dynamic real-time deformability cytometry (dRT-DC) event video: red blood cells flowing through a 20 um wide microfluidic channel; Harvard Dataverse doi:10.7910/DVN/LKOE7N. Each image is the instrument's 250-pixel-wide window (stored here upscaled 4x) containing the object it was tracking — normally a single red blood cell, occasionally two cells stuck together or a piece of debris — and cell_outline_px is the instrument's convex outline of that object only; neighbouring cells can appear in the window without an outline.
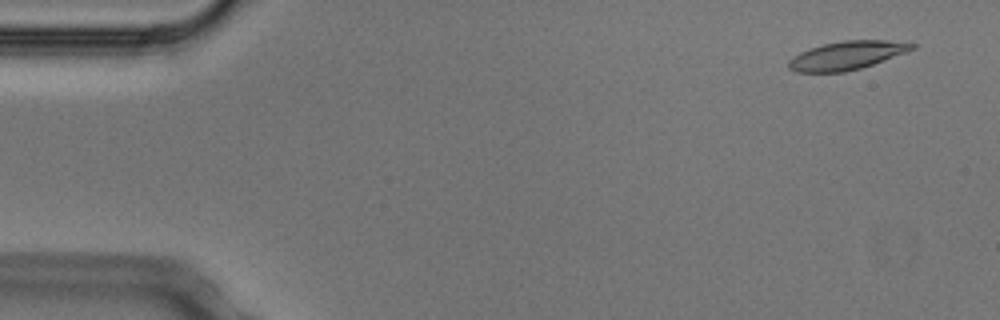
{"species": "Egyptian fruit bat (a non-hibernating species)", "species_latin": "Rousettus aegyptiacus", "temperature_condition": "cold", "stored_images_in_passage": 5, "camera_frame_rate_fps": 3000, "um_per_image_px": 0.085, "animal": {"sex": "male"}, "frame": {"image": 1, "passage_image": 1, "time_ms": 0.0, "image_size_px": [1000, 320], "cell_outline_px": [[916, 48], [872, 64], [860, 68], [844, 72], [796, 72], [788, 68], [788, 60], [792, 56], [800, 52], [824, 44], [844, 40], [908, 40], [916, 44]], "centroid_in_image_um": [72.01, 4.69], "position_along_channel_um": 13.0, "area_um2": 20.52}}